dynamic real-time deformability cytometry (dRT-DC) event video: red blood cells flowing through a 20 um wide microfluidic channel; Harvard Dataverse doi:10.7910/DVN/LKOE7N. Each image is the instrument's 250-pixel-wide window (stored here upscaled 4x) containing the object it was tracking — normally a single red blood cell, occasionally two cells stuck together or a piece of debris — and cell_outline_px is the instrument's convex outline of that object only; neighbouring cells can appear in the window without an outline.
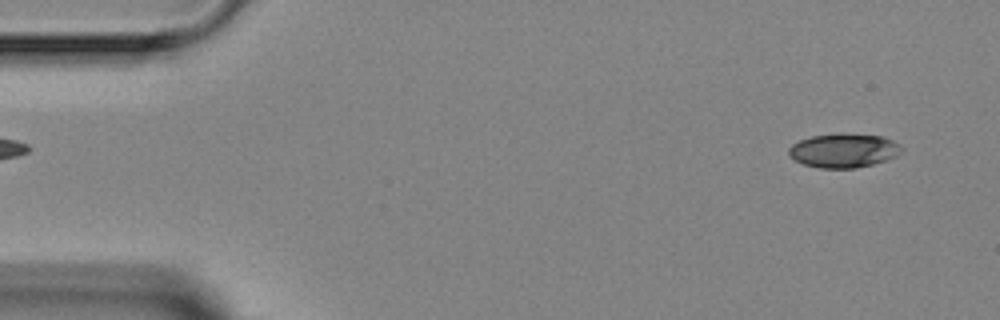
{"species": "Egyptian fruit bat (a non-hibernating species)", "species_latin": "Rousettus aegyptiacus", "temperature_condition": "room temperature", "stored_images_in_passage": 4, "segment_of_instrument_passage": [2, 2], "camera_frame_rate_fps": 3000, "um_per_image_px": 0.085, "animal": {"sex": "female"}, "frame": {"image": 1, "passage_image": 4, "time_ms": 3.333, "image_size_px": [1000, 320], "cell_outline_px": [[904, 148], [896, 156], [872, 164], [856, 168], [820, 168], [804, 164], [788, 156], [788, 148], [792, 144], [800, 140], [812, 136], [840, 132], [844, 132], [880, 136], [892, 140], [900, 144]], "centroid_in_image_um": [71.7, 12.77], "position_along_channel_um": 13.3, "area_um2": 22.54}}